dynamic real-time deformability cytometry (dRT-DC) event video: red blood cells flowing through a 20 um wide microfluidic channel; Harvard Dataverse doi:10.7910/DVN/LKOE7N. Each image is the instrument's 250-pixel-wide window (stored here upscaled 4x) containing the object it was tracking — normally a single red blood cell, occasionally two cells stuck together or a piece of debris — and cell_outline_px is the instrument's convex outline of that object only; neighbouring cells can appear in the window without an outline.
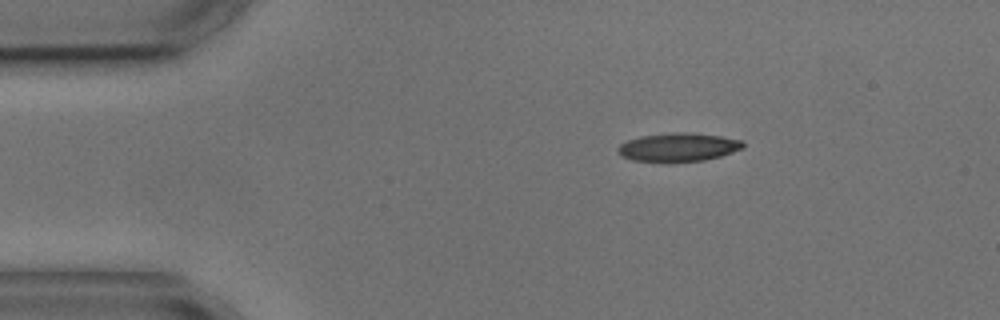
{"species": "common noctule bat (a hibernating species)", "species_latin": "Nyctalus noctula", "temperature_condition": "cold", "stored_images_in_passage": 7, "camera_frame_rate_fps": 3000, "um_per_image_px": 0.085, "animal": {"sex": "male", "body_mass_g": 17.9, "forearm_length_mm": 54.2}, "frame": {"image": 1, "passage_image": 1, "time_ms": 0.0, "image_size_px": [1000, 320], "cell_outline_px": [[744, 148], [720, 156], [704, 160], [632, 160], [620, 156], [616, 152], [616, 148], [620, 144], [628, 140], [640, 136], [672, 132], [692, 132], [720, 136], [744, 140]], "centroid_in_image_um": [57.66, 12.47], "position_along_channel_um": 27.3, "area_um2": 20.52}}
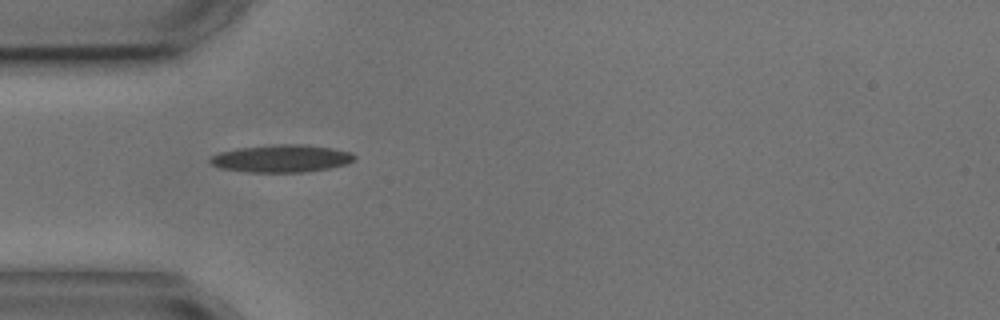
{"frame": {"image": 2, "passage_image": 3, "time_ms": 2.333, "image_size_px": [1000, 320], "cell_outline_px": [[356, 160], [344, 164], [328, 168], [304, 172], [248, 172], [220, 168], [212, 164], [208, 160], [212, 156], [220, 152], [236, 148], [272, 144], [308, 144], [332, 148], [352, 152], [356, 156]], "centroid_in_image_um": [23.93, 13.46], "position_along_channel_um": 61.1, "area_um2": 23.29}}
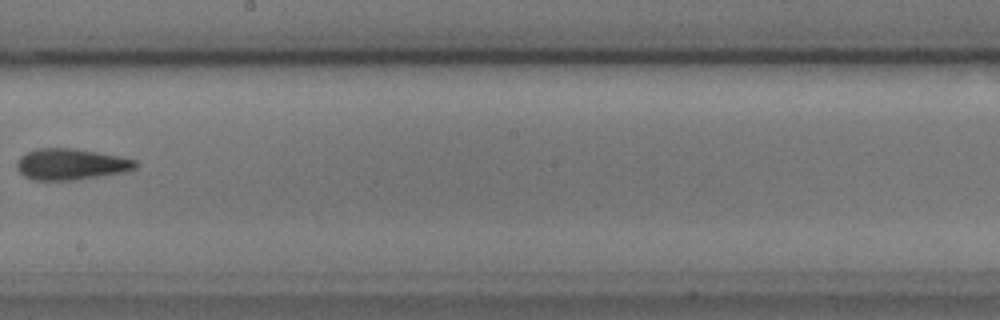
{"frame": {"image": 3, "passage_image": 7, "time_ms": 7.333, "image_size_px": [1000, 320], "cell_outline_px": [[136, 168], [124, 172], [72, 180], [32, 180], [24, 176], [16, 168], [16, 164], [20, 156], [36, 148], [72, 148], [96, 152], [136, 160]], "centroid_in_image_um": [5.97, 13.96], "position_along_channel_um": 242.2, "area_um2": 21.33}}